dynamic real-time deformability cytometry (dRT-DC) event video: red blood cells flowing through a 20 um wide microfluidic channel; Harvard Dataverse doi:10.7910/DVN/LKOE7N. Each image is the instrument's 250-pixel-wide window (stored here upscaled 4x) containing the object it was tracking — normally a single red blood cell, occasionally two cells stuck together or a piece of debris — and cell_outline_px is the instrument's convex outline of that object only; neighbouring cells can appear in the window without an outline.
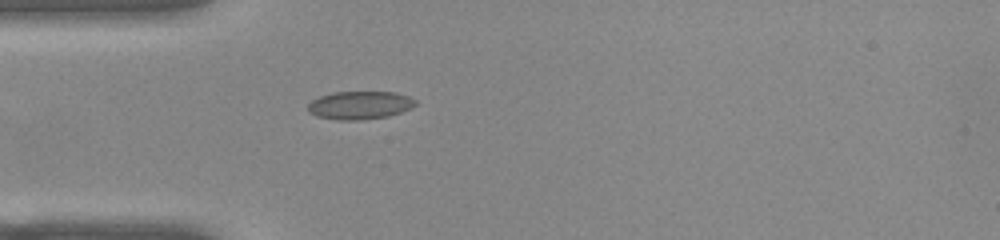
{"species": "common noctule bat (a hibernating species)", "species_latin": "Nyctalus noctula", "temperature_condition": "warm", "stored_images_in_passage": 31, "camera_frame_rate_fps": 3000, "um_per_image_px": 0.085, "animal": {"sex": "female", "body_mass_g": 22.0, "forearm_length_mm": 56.7}, "frame": {"image": 1, "passage_image": 1, "time_ms": 0.0, "image_size_px": [1000, 240], "cell_outline_px": [[416, 104], [412, 108], [388, 116], [360, 120], [336, 120], [316, 116], [308, 112], [308, 104], [312, 100], [320, 96], [332, 92], [396, 92], [408, 96], [416, 100]], "centroid_in_image_um": [30.57, 8.94], "position_along_channel_um": 54.4, "area_um2": 17.69}}
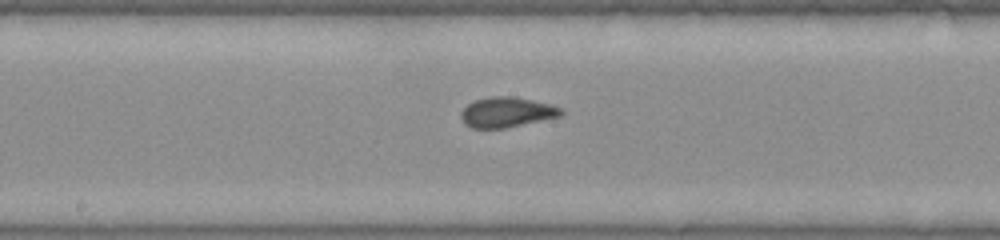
{"frame": {"image": 2, "passage_image": 13, "time_ms": 4.0, "image_size_px": [1000, 240], "cell_outline_px": [[564, 112], [560, 116], [504, 128], [472, 128], [464, 124], [460, 116], [460, 112], [468, 104], [476, 100], [492, 96], [516, 96], [552, 104], [560, 108]], "centroid_in_image_um": [43.06, 9.53], "position_along_channel_um": 205.1, "area_um2": 17.57}}
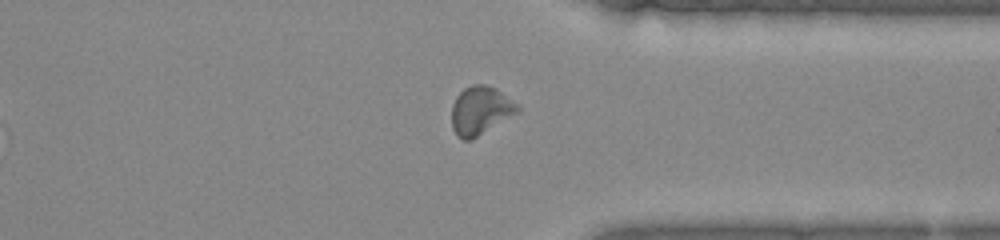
{"frame": {"image": 3, "passage_image": 26, "time_ms": 8.333, "image_size_px": [1000, 240], "cell_outline_px": [[520, 112], [472, 140], [464, 140], [456, 136], [452, 128], [452, 104], [456, 96], [464, 88], [472, 84], [484, 84], [496, 88], [520, 104]], "centroid_in_image_um": [40.86, 9.4], "position_along_channel_um": 370.5, "area_um2": 19.02}, "authors_computed_cell_mechanics": {"area_um2": 17.5134, "velocity_mm_per_s": 3.8811, "shape_relaxation_time_tau1_ms": 4.5344, "shape_relaxation_time_tau2_ms": 1.4953, "deformation_change_tau1": 0.1205, "deformation_change_tau2": 0.0748}}